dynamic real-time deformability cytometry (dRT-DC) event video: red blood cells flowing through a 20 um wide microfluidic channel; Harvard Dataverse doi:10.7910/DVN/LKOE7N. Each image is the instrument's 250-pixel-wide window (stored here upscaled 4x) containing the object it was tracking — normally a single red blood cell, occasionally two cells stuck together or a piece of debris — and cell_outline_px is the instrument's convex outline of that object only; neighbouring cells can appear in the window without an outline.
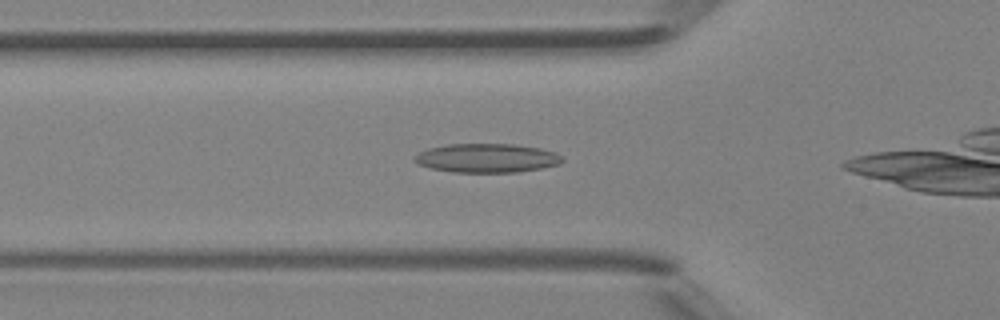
{"species": "Egyptian fruit bat (a non-hibernating species)", "species_latin": "Rousettus aegyptiacus", "temperature_condition": "room temperature", "stored_images_in_passage": 27, "camera_frame_rate_fps": 3000, "um_per_image_px": 0.085, "animal": {"sex": "female"}, "frame": {"image": 1, "passage_image": 3, "time_ms": 0.667, "image_size_px": [1000, 320], "cell_outline_px": [[564, 160], [560, 164], [540, 168], [516, 172], [452, 172], [432, 168], [420, 164], [412, 160], [412, 156], [428, 148], [448, 144], [512, 144], [540, 148], [556, 152]], "centroid_in_image_um": [41.37, 13.43], "position_along_channel_um": 84.4, "area_um2": 24.85}}
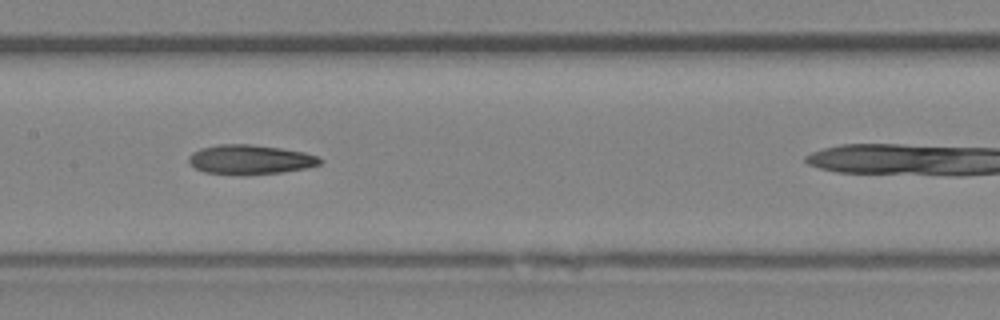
{"frame": {"image": 2, "passage_image": 10, "time_ms": 3.0, "image_size_px": [1000, 320], "cell_outline_px": [[324, 160], [320, 164], [308, 168], [280, 172], [240, 176], [204, 172], [196, 168], [188, 160], [188, 156], [192, 152], [200, 148], [220, 144], [248, 144], [280, 148], [304, 152], [320, 156]], "centroid_in_image_um": [21.28, 13.57], "position_along_channel_um": 186.1, "area_um2": 22.83}}
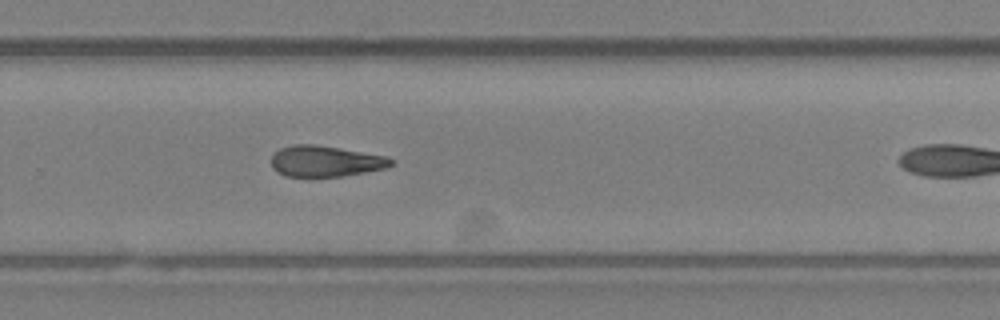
{"frame": {"image": 3, "passage_image": 18, "time_ms": 5.667, "image_size_px": [1000, 320], "cell_outline_px": [[392, 164], [388, 168], [344, 176], [284, 176], [276, 172], [272, 168], [272, 156], [280, 148], [292, 144], [312, 144], [340, 148], [384, 156], [392, 160]], "centroid_in_image_um": [27.63, 13.71], "position_along_channel_um": 302.2, "area_um2": 21.5}, "authors_computed_cell_mechanics": {"area_um2": 22.4842, "velocity_mm_per_s": 4.3603, "shape_relaxation_time_tau1_ms": null, "shape_relaxation_time_tau2_ms": 10.9569, "deformation_change_tau1": null, "deformation_change_tau2": 0.2738}}